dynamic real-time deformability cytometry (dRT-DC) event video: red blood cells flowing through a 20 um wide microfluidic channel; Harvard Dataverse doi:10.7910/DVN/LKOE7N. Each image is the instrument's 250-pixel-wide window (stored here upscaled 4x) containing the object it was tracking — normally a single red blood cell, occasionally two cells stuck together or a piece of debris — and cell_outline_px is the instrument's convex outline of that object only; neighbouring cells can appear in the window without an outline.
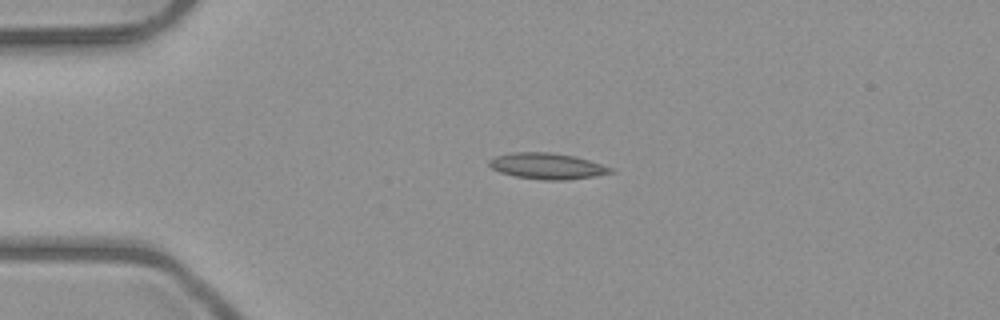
{"species": "common noctule bat (a hibernating species)", "species_latin": "Nyctalus noctula", "temperature_condition": "room temperature", "stored_images_in_passage": 4, "camera_frame_rate_fps": 3000, "um_per_image_px": 0.085, "animal": {"sex": "male", "body_mass_g": 23.1, "forearm_length_mm": 52.7}, "frame": {"image": 1, "passage_image": 3, "time_ms": 2.333, "image_size_px": [1000, 320], "cell_outline_px": [[616, 172], [592, 176], [564, 180], [544, 180], [516, 176], [500, 172], [492, 168], [488, 164], [488, 160], [496, 156], [512, 152], [548, 152], [576, 156], [612, 168]], "centroid_in_image_um": [46.49, 14.11], "position_along_channel_um": 38.5, "area_um2": 18.26}}